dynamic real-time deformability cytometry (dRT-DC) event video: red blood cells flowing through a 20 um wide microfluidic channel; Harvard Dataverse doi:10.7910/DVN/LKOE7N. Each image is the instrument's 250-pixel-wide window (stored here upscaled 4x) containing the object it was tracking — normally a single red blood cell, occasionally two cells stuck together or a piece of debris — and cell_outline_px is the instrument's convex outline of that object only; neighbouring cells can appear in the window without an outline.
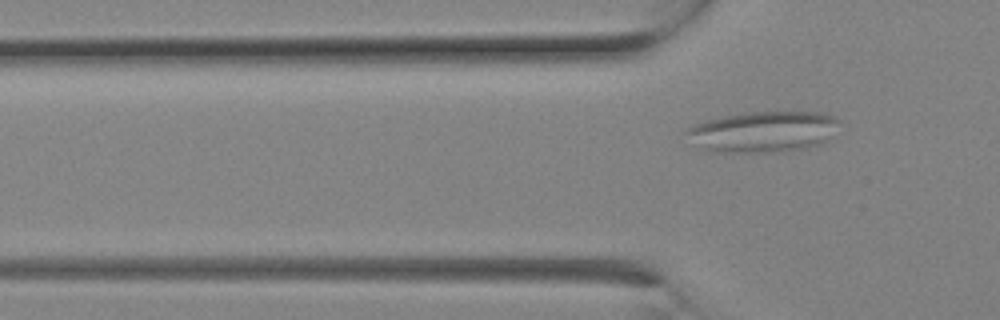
{"species": "Egyptian fruit bat (a non-hibernating species)", "species_latin": "Rousettus aegyptiacus", "temperature_condition": "room temperature", "stored_images_in_passage": 2, "camera_frame_rate_fps": 3000, "um_per_image_px": 0.085, "animal": {"sex": "female"}, "frame": {"image": 1, "passage_image": 2, "time_ms": 0.333, "image_size_px": [1000, 320], "cell_outline_px": [[840, 120], [824, 144], [808, 148], [776, 152], [708, 152], [700, 148], [684, 132], [684, 128], [708, 120], [724, 116], [748, 112], [824, 112], [836, 116]], "centroid_in_image_um": [64.87, 11.2], "position_along_channel_um": 60.9, "area_um2": 36.65}}